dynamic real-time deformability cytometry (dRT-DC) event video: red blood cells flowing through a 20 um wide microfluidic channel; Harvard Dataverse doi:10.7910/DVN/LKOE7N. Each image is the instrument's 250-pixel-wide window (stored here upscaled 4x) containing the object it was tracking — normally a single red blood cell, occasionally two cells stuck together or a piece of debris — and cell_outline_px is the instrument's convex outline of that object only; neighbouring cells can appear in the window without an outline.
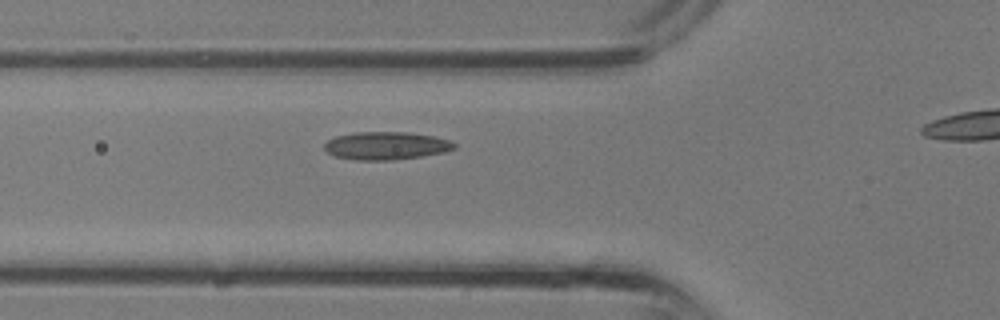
{"species": "common noctule bat (a hibernating species)", "species_latin": "Nyctalus noctula", "temperature_condition": "room temperature", "stored_images_in_passage": 25, "camera_frame_rate_fps": 3000, "um_per_image_px": 0.085, "animal": {"sex": "male", "body_mass_g": 13.3}, "frame": {"image": 1, "passage_image": 8, "time_ms": 2.333, "image_size_px": [1000, 320], "cell_outline_px": [[456, 148], [444, 152], [420, 156], [392, 160], [356, 160], [336, 156], [328, 152], [324, 148], [324, 144], [328, 140], [336, 136], [356, 132], [408, 132], [436, 136], [448, 140], [456, 144]], "centroid_in_image_um": [32.83, 12.38], "position_along_channel_um": 93.0, "area_um2": 21.04}}
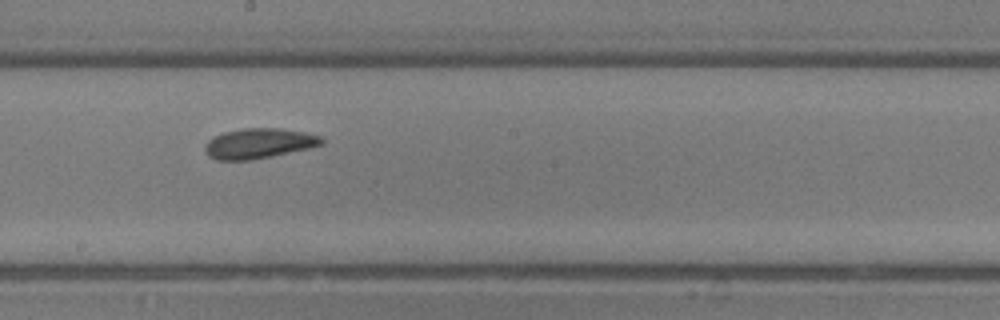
{"frame": {"image": 2, "passage_image": 15, "time_ms": 4.667, "image_size_px": [1000, 320], "cell_outline_px": [[324, 144], [308, 148], [272, 156], [252, 160], [216, 160], [208, 156], [204, 152], [204, 144], [212, 136], [224, 132], [244, 128], [280, 128], [304, 132], [320, 136], [324, 140]], "centroid_in_image_um": [21.95, 12.19], "position_along_channel_um": 226.2, "area_um2": 20.63}}
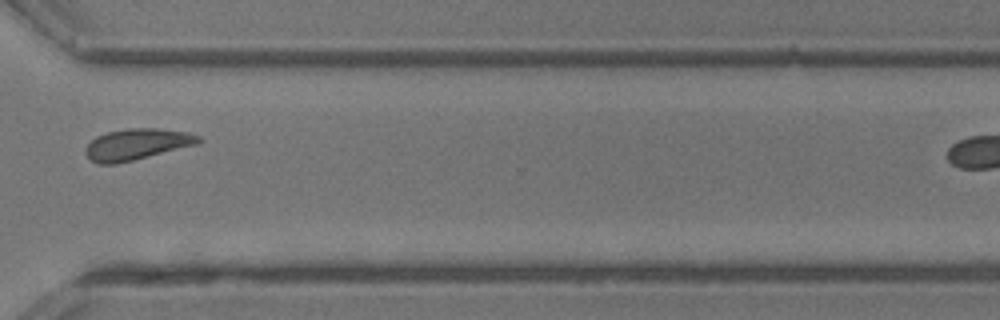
{"frame": {"image": 3, "passage_image": 22, "time_ms": 7.0, "image_size_px": [1000, 320], "cell_outline_px": [[200, 144], [116, 164], [96, 164], [84, 152], [84, 148], [96, 136], [108, 132], [128, 128], [156, 128], [188, 132], [200, 136]], "centroid_in_image_um": [11.64, 12.26], "position_along_channel_um": 359.0, "area_um2": 20.58}}